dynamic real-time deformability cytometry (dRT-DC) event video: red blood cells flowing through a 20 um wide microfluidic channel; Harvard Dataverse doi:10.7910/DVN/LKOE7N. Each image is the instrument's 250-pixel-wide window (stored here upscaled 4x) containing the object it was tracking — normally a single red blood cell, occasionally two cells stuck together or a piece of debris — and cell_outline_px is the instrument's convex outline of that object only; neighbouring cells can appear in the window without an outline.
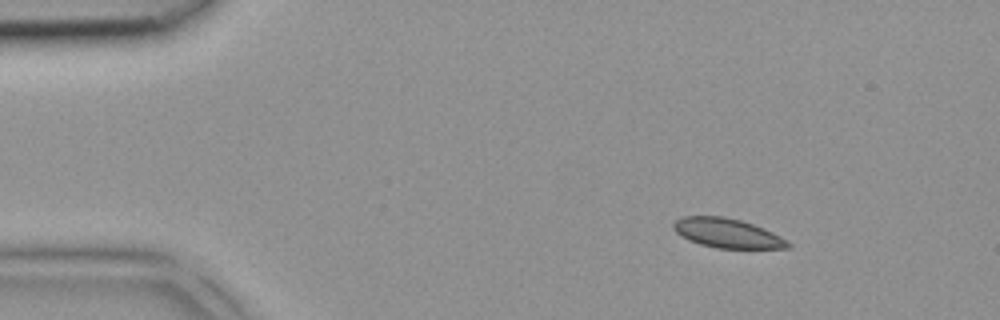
{"species": "common noctule bat (a hibernating species)", "species_latin": "Nyctalus noctula", "temperature_condition": "room temperature", "stored_images_in_passage": 5, "camera_frame_rate_fps": 3000, "um_per_image_px": 0.085, "animal": {"sex": "female", "body_mass_g": 18.4}, "frame": {"image": 1, "passage_image": 5, "time_ms": 1.333, "image_size_px": [1000, 320], "cell_outline_px": [[792, 248], [716, 248], [700, 244], [688, 240], [680, 236], [672, 228], [672, 224], [676, 220], [684, 216], [724, 216], [740, 220], [764, 228], [788, 240], [792, 244]], "centroid_in_image_um": [61.82, 19.82], "position_along_channel_um": 23.2, "area_um2": 19.71}}